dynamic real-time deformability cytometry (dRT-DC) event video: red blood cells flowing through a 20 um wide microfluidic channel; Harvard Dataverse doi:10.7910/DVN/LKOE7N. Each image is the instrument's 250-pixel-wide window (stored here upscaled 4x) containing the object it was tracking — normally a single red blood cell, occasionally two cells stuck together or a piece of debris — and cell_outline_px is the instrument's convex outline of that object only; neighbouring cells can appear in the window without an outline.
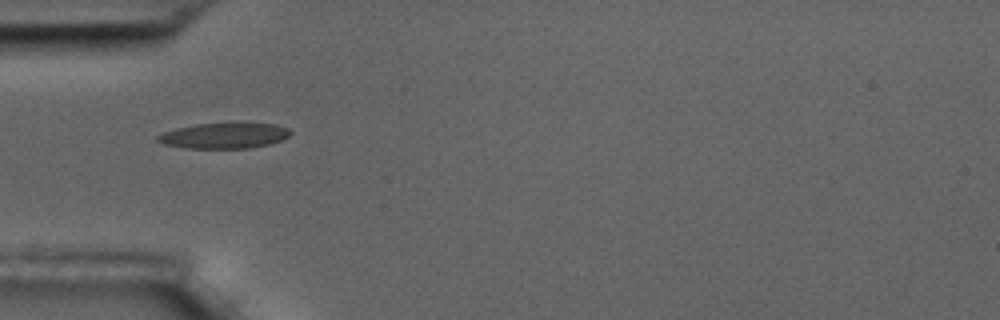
{"species": "common noctule bat (a hibernating species)", "species_latin": "Nyctalus noctula", "temperature_condition": "room temperature", "stored_images_in_passage": 3, "camera_frame_rate_fps": 3000, "um_per_image_px": 0.085, "animal": {"sex": "male", "body_mass_g": 17.5, "forearm_length_mm": 52.3}, "frame": {"image": 1, "passage_image": 1, "time_ms": 0.0, "image_size_px": [1000, 320], "cell_outline_px": [[292, 132], [288, 136], [280, 140], [268, 144], [252, 148], [184, 148], [164, 144], [156, 140], [156, 136], [164, 132], [176, 128], [196, 124], [232, 120], [244, 120], [276, 124], [288, 128]], "centroid_in_image_um": [19.1, 11.47], "position_along_channel_um": 65.9, "area_um2": 20.81}}